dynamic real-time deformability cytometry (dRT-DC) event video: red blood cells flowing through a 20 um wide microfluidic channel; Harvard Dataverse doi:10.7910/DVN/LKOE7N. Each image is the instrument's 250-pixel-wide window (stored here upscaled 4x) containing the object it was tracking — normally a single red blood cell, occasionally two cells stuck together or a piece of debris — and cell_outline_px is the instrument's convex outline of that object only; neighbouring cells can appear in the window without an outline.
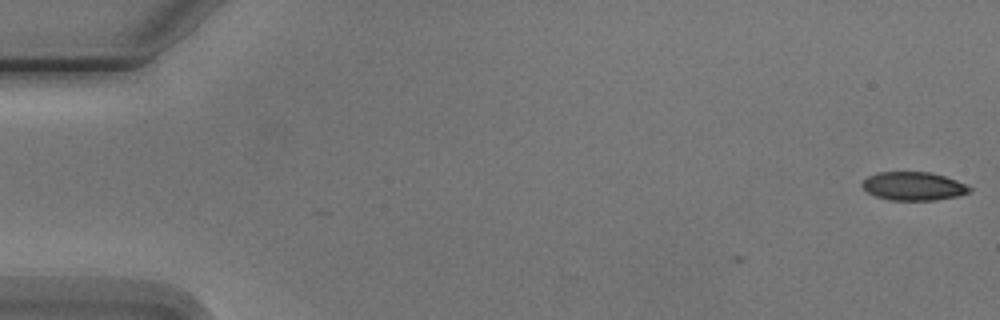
{"species": "Egyptian fruit bat (a non-hibernating species)", "species_latin": "Rousettus aegyptiacus", "temperature_condition": "cold", "stored_images_in_passage": 5, "camera_frame_rate_fps": 3000, "um_per_image_px": 0.085, "animal": {"sex": "male"}, "frame": {"image": 1, "passage_image": 1, "time_ms": 0.0, "image_size_px": [1000, 320], "cell_outline_px": [[972, 192], [960, 196], [936, 200], [888, 200], [876, 196], [868, 192], [860, 184], [868, 176], [876, 172], [932, 172], [968, 184], [972, 188]], "centroid_in_image_um": [77.69, 15.82], "position_along_channel_um": 7.3, "area_um2": 18.03}}
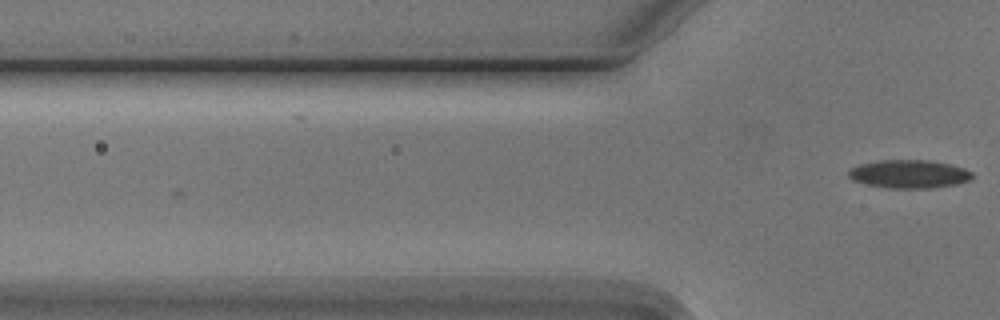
{"frame": {"image": 2, "passage_image": 5, "time_ms": 4.667, "image_size_px": [1000, 320], "cell_outline_px": [[976, 176], [968, 180], [956, 184], [932, 188], [888, 188], [868, 184], [852, 180], [848, 176], [848, 172], [852, 168], [860, 164], [880, 160], [928, 160], [952, 164], [964, 168], [972, 172]], "centroid_in_image_um": [77.31, 14.79], "position_along_channel_um": 48.5, "area_um2": 20.4}}